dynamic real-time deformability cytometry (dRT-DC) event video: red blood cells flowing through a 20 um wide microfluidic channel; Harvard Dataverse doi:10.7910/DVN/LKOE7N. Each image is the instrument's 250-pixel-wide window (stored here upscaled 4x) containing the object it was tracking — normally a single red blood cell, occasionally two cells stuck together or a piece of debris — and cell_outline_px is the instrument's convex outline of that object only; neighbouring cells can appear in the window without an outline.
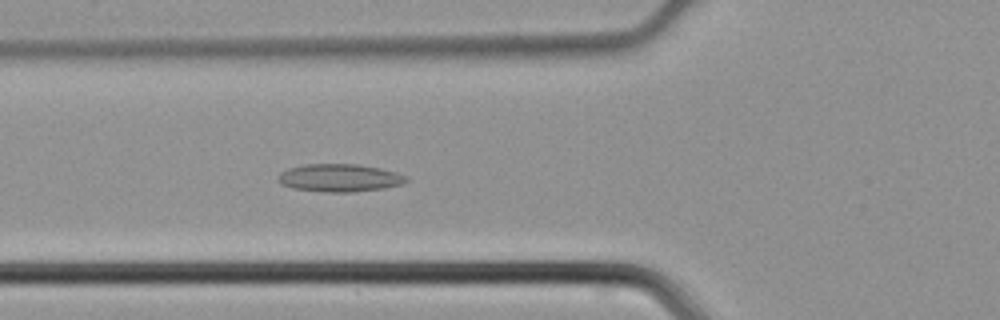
{"species": "common noctule bat (a hibernating species)", "species_latin": "Nyctalus noctula", "temperature_condition": "cold", "stored_images_in_passage": 45, "segment_of_instrument_passage": [1, 2], "camera_frame_rate_fps": 3000, "um_per_image_px": 0.085, "animal": {"sex": "male", "body_mass_g": 21.5, "forearm_length_mm": 52.0}, "frame": {"image": 1, "passage_image": 15, "time_ms": 4.667, "image_size_px": [1000, 320], "cell_outline_px": [[408, 180], [404, 184], [384, 188], [352, 192], [324, 192], [292, 188], [280, 184], [276, 180], [276, 176], [280, 172], [288, 168], [304, 164], [356, 164], [380, 168], [396, 172], [408, 176]], "centroid_in_image_um": [28.84, 15.12], "position_along_channel_um": 97.0, "area_um2": 21.04}}
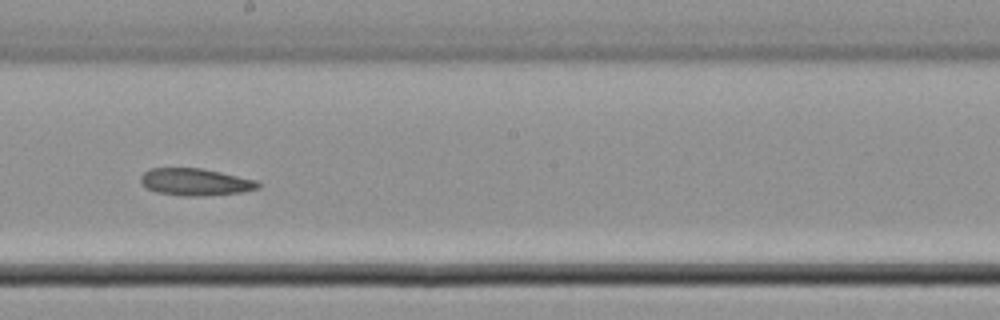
{"frame": {"image": 2, "passage_image": 24, "time_ms": 7.667, "image_size_px": [1000, 320], "cell_outline_px": [[260, 188], [244, 192], [204, 196], [184, 196], [156, 192], [148, 188], [140, 180], [140, 176], [148, 168], [200, 168], [220, 172], [256, 180], [260, 184]], "centroid_in_image_um": [16.62, 15.47], "position_along_channel_um": 231.6, "area_um2": 18.55}}
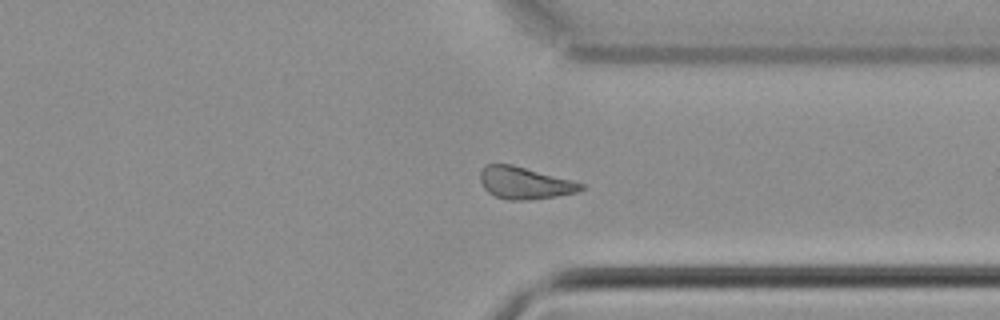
{"frame": {"image": 3, "passage_image": 33, "time_ms": 10.667, "image_size_px": [1000, 320], "cell_outline_px": [[584, 188], [580, 192], [532, 200], [508, 200], [496, 196], [488, 192], [484, 188], [480, 180], [480, 172], [484, 164], [512, 164], [572, 180], [584, 184]], "centroid_in_image_um": [44.6, 15.55], "position_along_channel_um": 366.8, "area_um2": 18.96}}